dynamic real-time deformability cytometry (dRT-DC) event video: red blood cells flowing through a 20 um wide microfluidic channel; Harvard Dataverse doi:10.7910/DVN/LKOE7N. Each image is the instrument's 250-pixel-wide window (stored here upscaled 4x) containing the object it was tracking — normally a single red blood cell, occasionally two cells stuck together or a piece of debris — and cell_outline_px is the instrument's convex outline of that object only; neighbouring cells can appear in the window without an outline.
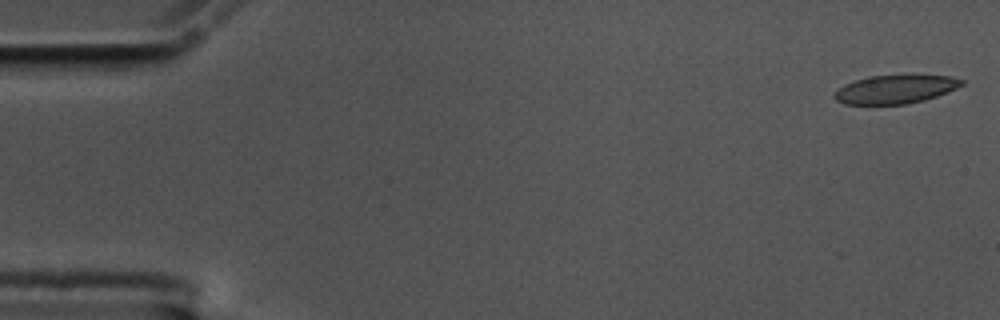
{"species": "common noctule bat (a hibernating species)", "species_latin": "Nyctalus noctula", "temperature_condition": "cold", "stored_images_in_passage": 11, "camera_frame_rate_fps": 3000, "um_per_image_px": 0.085, "animal": {"sex": "male", "body_mass_g": 17.5, "forearm_length_mm": 52.3}, "frame": {"image": 1, "passage_image": 1, "time_ms": 0.0, "image_size_px": [1000, 320], "cell_outline_px": [[964, 84], [956, 88], [936, 96], [924, 100], [904, 104], [844, 104], [836, 100], [832, 96], [844, 84], [868, 76], [948, 76], [964, 80]], "centroid_in_image_um": [76.07, 7.6], "position_along_channel_um": 8.9, "area_um2": 20.69}}